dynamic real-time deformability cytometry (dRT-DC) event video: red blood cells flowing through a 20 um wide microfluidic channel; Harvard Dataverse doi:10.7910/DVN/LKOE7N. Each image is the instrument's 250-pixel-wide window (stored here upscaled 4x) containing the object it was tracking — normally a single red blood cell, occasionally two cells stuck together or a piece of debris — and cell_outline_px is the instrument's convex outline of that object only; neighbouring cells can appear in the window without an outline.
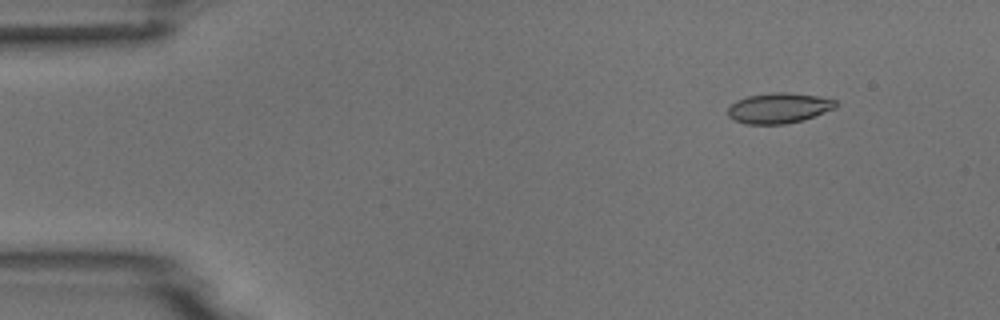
{"species": "common noctule bat (a hibernating species)", "species_latin": "Nyctalus noctula", "temperature_condition": "room temperature", "stored_images_in_passage": 4, "camera_frame_rate_fps": 3000, "um_per_image_px": 0.085, "animal": {"sex": "male", "body_mass_g": 18.8}, "frame": {"image": 1, "passage_image": 2, "time_ms": 1.0, "image_size_px": [1000, 320], "cell_outline_px": [[840, 104], [836, 108], [804, 120], [784, 124], [744, 124], [728, 116], [728, 108], [736, 100], [748, 96], [772, 92], [784, 92], [816, 96], [836, 100]], "centroid_in_image_um": [66.22, 9.19], "position_along_channel_um": 18.8, "area_um2": 19.13}}